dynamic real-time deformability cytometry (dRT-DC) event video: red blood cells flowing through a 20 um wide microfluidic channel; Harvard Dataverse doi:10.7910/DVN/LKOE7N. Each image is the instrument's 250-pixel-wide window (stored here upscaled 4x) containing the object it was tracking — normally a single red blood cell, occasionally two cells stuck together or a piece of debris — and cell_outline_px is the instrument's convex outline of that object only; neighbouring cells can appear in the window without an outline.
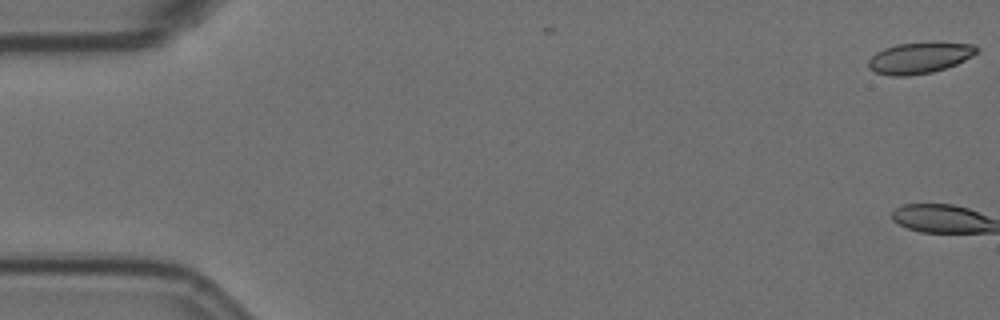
{"species": "Egyptian fruit bat (a non-hibernating species)", "species_latin": "Rousettus aegyptiacus", "temperature_condition": "room temperature", "stored_images_in_passage": 3, "camera_frame_rate_fps": 3000, "um_per_image_px": 0.085, "animal": {"sex": "female"}, "frame": {"image": 1, "passage_image": 1, "time_ms": 0.0, "image_size_px": [1000, 320], "cell_outline_px": [[980, 48], [972, 56], [956, 64], [932, 72], [908, 76], [892, 76], [876, 72], [868, 68], [868, 60], [876, 52], [884, 48], [896, 44], [940, 40], [972, 44]], "centroid_in_image_um": [78.18, 4.88], "position_along_channel_um": 6.8, "area_um2": 20.11}}